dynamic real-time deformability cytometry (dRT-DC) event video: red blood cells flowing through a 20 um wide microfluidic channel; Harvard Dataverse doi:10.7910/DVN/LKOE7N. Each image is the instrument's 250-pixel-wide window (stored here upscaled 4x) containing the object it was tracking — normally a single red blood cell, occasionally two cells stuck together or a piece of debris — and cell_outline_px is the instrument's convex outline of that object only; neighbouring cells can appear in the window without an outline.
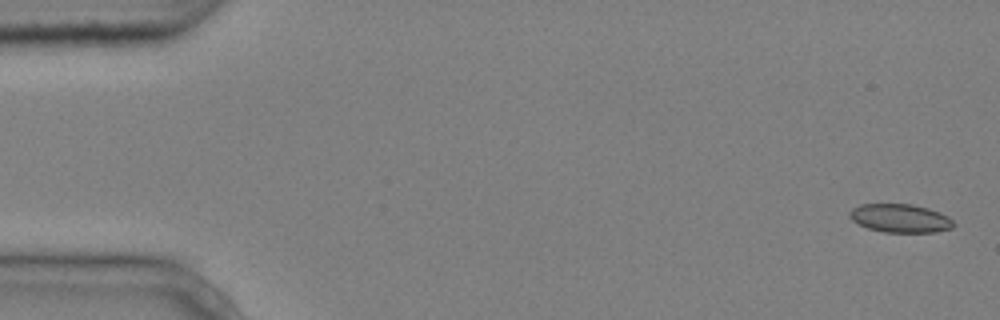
{"species": "common noctule bat (a hibernating species)", "species_latin": "Nyctalus noctula", "temperature_condition": "cold", "stored_images_in_passage": 5, "camera_frame_rate_fps": 3000, "um_per_image_px": 0.085, "animal": {"sex": "male", "body_mass_g": 20.4}, "frame": {"image": 1, "passage_image": 1, "time_ms": 0.0, "image_size_px": [1000, 320], "cell_outline_px": [[956, 224], [952, 228], [936, 232], [884, 232], [868, 228], [852, 220], [848, 216], [848, 212], [852, 208], [860, 204], [912, 204], [928, 208], [940, 212], [948, 216]], "centroid_in_image_um": [76.52, 18.54], "position_along_channel_um": 8.5, "area_um2": 17.34}}
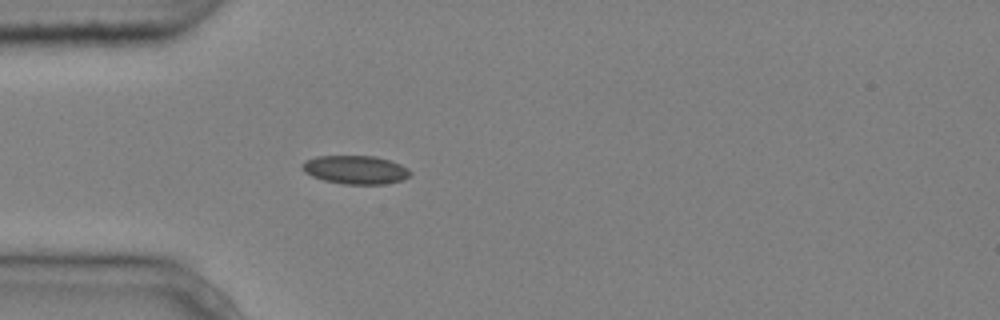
{"frame": {"image": 2, "passage_image": 5, "time_ms": 1.333, "image_size_px": [1000, 320], "cell_outline_px": [[412, 172], [408, 176], [400, 180], [384, 184], [344, 184], [324, 180], [312, 176], [304, 172], [300, 168], [300, 164], [304, 160], [316, 156], [376, 156], [400, 164], [408, 168]], "centroid_in_image_um": [30.16, 14.42], "position_along_channel_um": 54.8, "area_um2": 17.98}}